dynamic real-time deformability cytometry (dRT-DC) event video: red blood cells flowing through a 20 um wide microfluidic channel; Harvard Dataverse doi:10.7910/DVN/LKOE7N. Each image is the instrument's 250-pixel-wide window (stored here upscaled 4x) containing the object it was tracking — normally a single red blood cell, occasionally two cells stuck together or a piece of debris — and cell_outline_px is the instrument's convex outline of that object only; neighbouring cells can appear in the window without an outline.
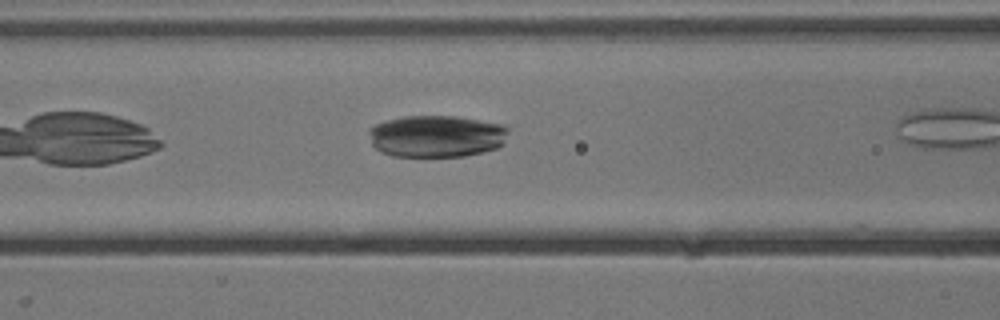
{"species": "common noctule bat (a hibernating species)", "species_latin": "Nyctalus noctula", "temperature_condition": "cold", "stored_images_in_passage": 13, "camera_frame_rate_fps": 3000, "um_per_image_px": 0.085, "animal": {"sex": "male", "body_mass_g": 13.3}, "frame": {"image": 1, "passage_image": 6, "time_ms": 1.667, "image_size_px": [1000, 320], "cell_outline_px": [[508, 132], [504, 144], [496, 148], [464, 156], [392, 156], [380, 152], [372, 144], [368, 132], [368, 128], [376, 124], [388, 120], [404, 116], [456, 116], [504, 124], [508, 128]], "centroid_in_image_um": [37.1, 11.57], "position_along_channel_um": 129.5, "area_um2": 34.28}}
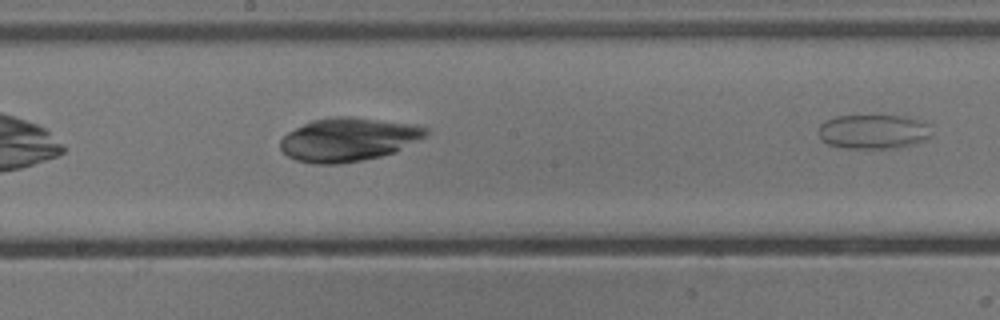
{"frame": {"image": 2, "passage_image": 13, "time_ms": 4.0, "image_size_px": [1000, 320], "cell_outline_px": [[932, 136], [924, 140], [900, 148], [844, 148], [828, 144], [820, 136], [820, 124], [824, 120], [836, 116], [904, 116], [920, 120], [928, 124]], "centroid_in_image_um": [74.26, 11.19], "position_along_channel_um": 173.9, "area_um2": 22.6}}